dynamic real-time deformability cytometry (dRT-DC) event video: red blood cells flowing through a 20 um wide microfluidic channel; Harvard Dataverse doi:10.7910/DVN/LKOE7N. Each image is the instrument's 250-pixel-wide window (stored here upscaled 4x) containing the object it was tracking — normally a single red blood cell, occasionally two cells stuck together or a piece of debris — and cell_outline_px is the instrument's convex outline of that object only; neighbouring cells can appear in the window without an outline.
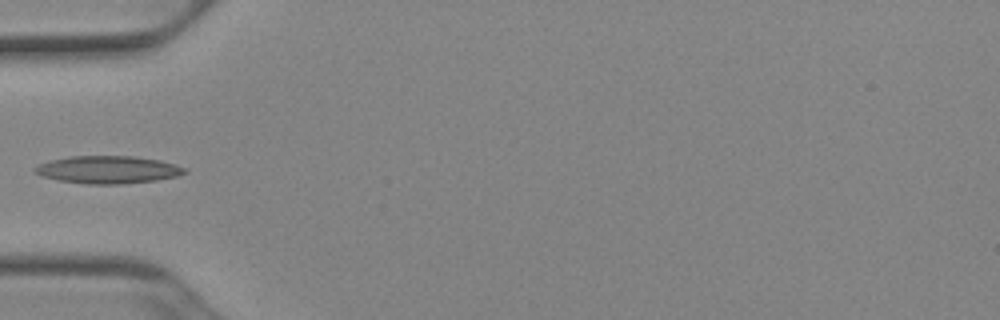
{"species": "Egyptian fruit bat (a non-hibernating species)", "species_latin": "Rousettus aegyptiacus", "temperature_condition": "cold", "stored_images_in_passage": 35, "camera_frame_rate_fps": 3000, "um_per_image_px": 0.085, "animal": {"sex": "female"}, "frame": {"image": 1, "passage_image": 1, "time_ms": 0.0, "image_size_px": [1000, 320], "cell_outline_px": [[188, 172], [176, 176], [156, 180], [120, 184], [88, 184], [60, 180], [40, 176], [32, 172], [32, 168], [40, 164], [52, 160], [72, 156], [136, 156], [160, 160], [176, 164], [184, 168]], "centroid_in_image_um": [9.16, 14.42], "position_along_channel_um": 75.8, "area_um2": 24.04}}
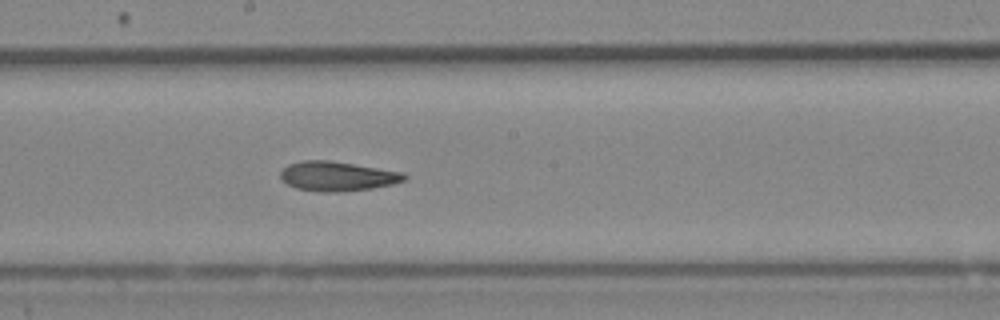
{"frame": {"image": 2, "passage_image": 12, "time_ms": 3.667, "image_size_px": [1000, 320], "cell_outline_px": [[408, 176], [404, 180], [392, 184], [372, 188], [340, 192], [320, 192], [296, 188], [280, 180], [280, 172], [288, 164], [304, 160], [328, 160], [404, 172]], "centroid_in_image_um": [28.65, 14.98], "position_along_channel_um": 219.5, "area_um2": 21.33}}
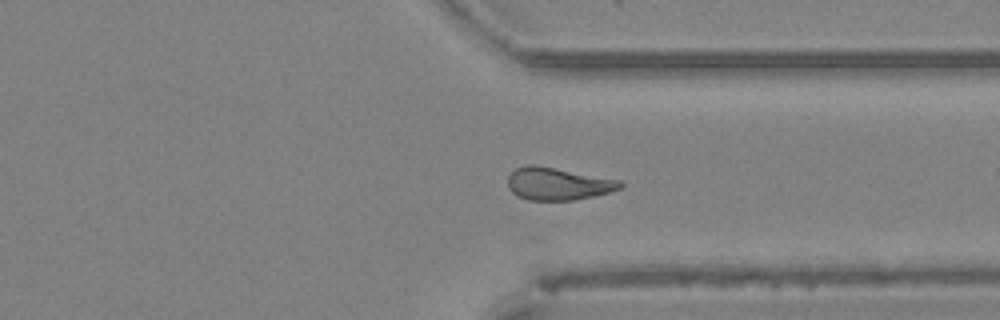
{"frame": {"image": 3, "passage_image": 23, "time_ms": 7.333, "image_size_px": [1000, 320], "cell_outline_px": [[624, 188], [592, 196], [572, 200], [528, 200], [516, 196], [508, 188], [508, 176], [516, 168], [528, 164], [536, 164], [620, 180], [624, 184]], "centroid_in_image_um": [47.41, 15.61], "position_along_channel_um": 364.0, "area_um2": 21.39}}